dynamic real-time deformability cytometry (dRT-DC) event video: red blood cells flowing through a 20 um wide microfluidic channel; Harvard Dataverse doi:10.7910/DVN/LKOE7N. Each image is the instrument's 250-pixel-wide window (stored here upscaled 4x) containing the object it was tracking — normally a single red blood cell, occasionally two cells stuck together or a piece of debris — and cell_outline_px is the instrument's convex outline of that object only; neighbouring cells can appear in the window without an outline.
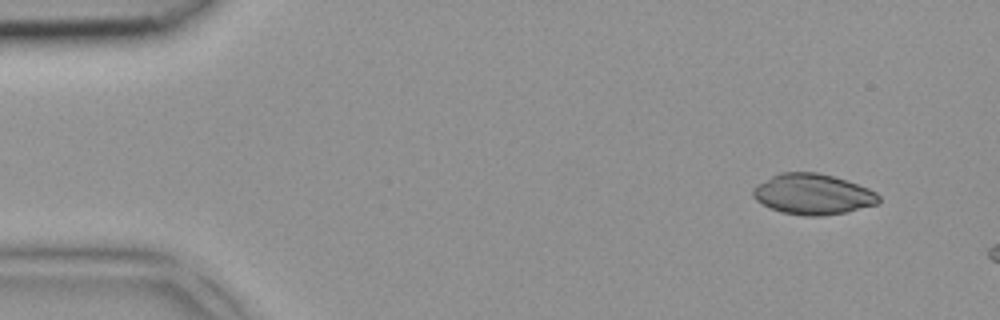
{"species": "common noctule bat (a hibernating species)", "species_latin": "Nyctalus noctula", "temperature_condition": "room temperature", "stored_images_in_passage": 5, "segment_of_instrument_passage": [2, 2], "camera_frame_rate_fps": 3000, "um_per_image_px": 0.085, "animal": {"sex": "female", "body_mass_g": 18.4}, "frame": {"image": 1, "passage_image": 5, "time_ms": 1.333, "image_size_px": [1000, 320], "cell_outline_px": [[880, 200], [876, 204], [844, 212], [820, 216], [804, 216], [780, 212], [756, 200], [752, 196], [752, 188], [772, 176], [780, 172], [816, 172], [832, 176], [868, 188], [876, 192], [880, 196]], "centroid_in_image_um": [69.07, 16.51], "position_along_channel_um": 15.9, "area_um2": 29.42}}